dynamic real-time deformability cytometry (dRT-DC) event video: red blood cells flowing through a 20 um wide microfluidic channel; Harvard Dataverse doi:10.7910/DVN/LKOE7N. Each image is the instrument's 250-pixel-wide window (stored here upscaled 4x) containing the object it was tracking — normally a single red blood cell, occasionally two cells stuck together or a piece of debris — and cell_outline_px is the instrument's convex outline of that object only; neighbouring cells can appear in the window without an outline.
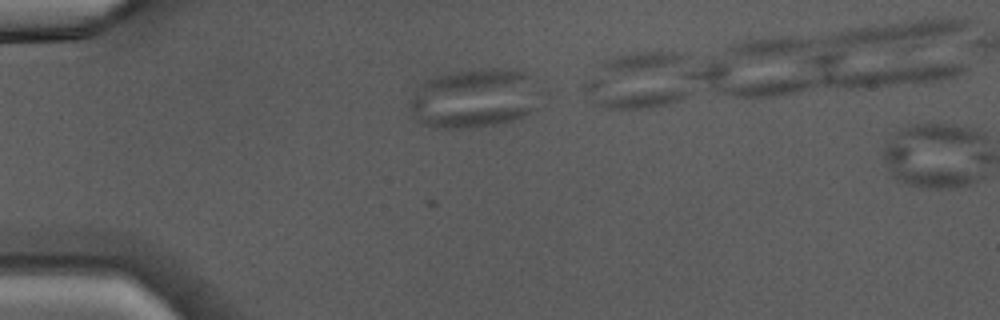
{"species": "Egyptian fruit bat (a non-hibernating species)", "species_latin": "Rousettus aegyptiacus", "temperature_condition": "warm", "stored_images_in_passage": 3, "camera_frame_rate_fps": 3000, "um_per_image_px": 0.085, "animal": {"sex": "male"}, "frame": {"image": 1, "passage_image": 3, "time_ms": 0.667, "image_size_px": [1000, 320], "cell_outline_px": [[548, 96], [536, 108], [524, 116], [512, 120], [496, 124], [464, 128], [436, 128], [420, 124], [416, 120], [408, 104], [416, 88], [424, 80], [436, 76], [452, 72], [488, 68], [504, 68], [524, 72], [536, 76], [544, 80], [548, 88]], "centroid_in_image_um": [40.52, 8.32], "position_along_channel_um": 44.5, "area_um2": 47.22}}